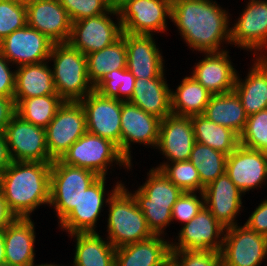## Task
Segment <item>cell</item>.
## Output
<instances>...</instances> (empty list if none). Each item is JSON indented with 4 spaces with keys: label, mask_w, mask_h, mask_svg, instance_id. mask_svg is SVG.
<instances>
[{
    "label": "cell",
    "mask_w": 267,
    "mask_h": 266,
    "mask_svg": "<svg viewBox=\"0 0 267 266\" xmlns=\"http://www.w3.org/2000/svg\"><path fill=\"white\" fill-rule=\"evenodd\" d=\"M221 266H259L266 259L267 237L244 226L225 229Z\"/></svg>",
    "instance_id": "30bf717a"
},
{
    "label": "cell",
    "mask_w": 267,
    "mask_h": 266,
    "mask_svg": "<svg viewBox=\"0 0 267 266\" xmlns=\"http://www.w3.org/2000/svg\"><path fill=\"white\" fill-rule=\"evenodd\" d=\"M195 141L227 156L240 145V136L228 127L210 121L203 114L191 116Z\"/></svg>",
    "instance_id": "d6a6232c"
},
{
    "label": "cell",
    "mask_w": 267,
    "mask_h": 266,
    "mask_svg": "<svg viewBox=\"0 0 267 266\" xmlns=\"http://www.w3.org/2000/svg\"><path fill=\"white\" fill-rule=\"evenodd\" d=\"M53 60V80L64 101L80 102L94 90L88 77L87 57L69 43H54L48 61Z\"/></svg>",
    "instance_id": "277c9868"
},
{
    "label": "cell",
    "mask_w": 267,
    "mask_h": 266,
    "mask_svg": "<svg viewBox=\"0 0 267 266\" xmlns=\"http://www.w3.org/2000/svg\"><path fill=\"white\" fill-rule=\"evenodd\" d=\"M27 25L54 43H68L72 22L59 0H39L26 6Z\"/></svg>",
    "instance_id": "44dd1931"
},
{
    "label": "cell",
    "mask_w": 267,
    "mask_h": 266,
    "mask_svg": "<svg viewBox=\"0 0 267 266\" xmlns=\"http://www.w3.org/2000/svg\"><path fill=\"white\" fill-rule=\"evenodd\" d=\"M46 129V146L52 161L87 132L86 113L80 102L64 101Z\"/></svg>",
    "instance_id": "ba28073f"
},
{
    "label": "cell",
    "mask_w": 267,
    "mask_h": 266,
    "mask_svg": "<svg viewBox=\"0 0 267 266\" xmlns=\"http://www.w3.org/2000/svg\"><path fill=\"white\" fill-rule=\"evenodd\" d=\"M147 175L146 182L133 194L129 193L143 212L152 234L162 236L163 230L172 222V207L184 191L172 183L160 169L152 168Z\"/></svg>",
    "instance_id": "3957f363"
},
{
    "label": "cell",
    "mask_w": 267,
    "mask_h": 266,
    "mask_svg": "<svg viewBox=\"0 0 267 266\" xmlns=\"http://www.w3.org/2000/svg\"><path fill=\"white\" fill-rule=\"evenodd\" d=\"M71 22L107 13L111 8L108 0H59Z\"/></svg>",
    "instance_id": "ab89813d"
},
{
    "label": "cell",
    "mask_w": 267,
    "mask_h": 266,
    "mask_svg": "<svg viewBox=\"0 0 267 266\" xmlns=\"http://www.w3.org/2000/svg\"><path fill=\"white\" fill-rule=\"evenodd\" d=\"M12 159L4 133H0V175L9 167Z\"/></svg>",
    "instance_id": "681fc988"
},
{
    "label": "cell",
    "mask_w": 267,
    "mask_h": 266,
    "mask_svg": "<svg viewBox=\"0 0 267 266\" xmlns=\"http://www.w3.org/2000/svg\"><path fill=\"white\" fill-rule=\"evenodd\" d=\"M4 135L12 161L53 162L46 146V129L24 121L15 114Z\"/></svg>",
    "instance_id": "7c38bea8"
},
{
    "label": "cell",
    "mask_w": 267,
    "mask_h": 266,
    "mask_svg": "<svg viewBox=\"0 0 267 266\" xmlns=\"http://www.w3.org/2000/svg\"><path fill=\"white\" fill-rule=\"evenodd\" d=\"M51 165L12 161L0 175V193L17 218H30L40 205L49 204Z\"/></svg>",
    "instance_id": "7a4b0ae2"
},
{
    "label": "cell",
    "mask_w": 267,
    "mask_h": 266,
    "mask_svg": "<svg viewBox=\"0 0 267 266\" xmlns=\"http://www.w3.org/2000/svg\"><path fill=\"white\" fill-rule=\"evenodd\" d=\"M254 60L246 79L239 78V74L236 76L233 89L247 116L267 109V57Z\"/></svg>",
    "instance_id": "4316f807"
},
{
    "label": "cell",
    "mask_w": 267,
    "mask_h": 266,
    "mask_svg": "<svg viewBox=\"0 0 267 266\" xmlns=\"http://www.w3.org/2000/svg\"><path fill=\"white\" fill-rule=\"evenodd\" d=\"M17 217L11 212L7 202L0 193V230H4Z\"/></svg>",
    "instance_id": "c3c4849f"
},
{
    "label": "cell",
    "mask_w": 267,
    "mask_h": 266,
    "mask_svg": "<svg viewBox=\"0 0 267 266\" xmlns=\"http://www.w3.org/2000/svg\"><path fill=\"white\" fill-rule=\"evenodd\" d=\"M170 261L175 266H221V255L212 250H171Z\"/></svg>",
    "instance_id": "60d3db41"
},
{
    "label": "cell",
    "mask_w": 267,
    "mask_h": 266,
    "mask_svg": "<svg viewBox=\"0 0 267 266\" xmlns=\"http://www.w3.org/2000/svg\"><path fill=\"white\" fill-rule=\"evenodd\" d=\"M161 119L146 113L129 101H122L121 154L131 162V143L156 147Z\"/></svg>",
    "instance_id": "e0dca14e"
},
{
    "label": "cell",
    "mask_w": 267,
    "mask_h": 266,
    "mask_svg": "<svg viewBox=\"0 0 267 266\" xmlns=\"http://www.w3.org/2000/svg\"><path fill=\"white\" fill-rule=\"evenodd\" d=\"M99 176L86 168L75 167L54 160L50 173V202L56 211L59 223L78 205L85 190Z\"/></svg>",
    "instance_id": "8992f818"
},
{
    "label": "cell",
    "mask_w": 267,
    "mask_h": 266,
    "mask_svg": "<svg viewBox=\"0 0 267 266\" xmlns=\"http://www.w3.org/2000/svg\"><path fill=\"white\" fill-rule=\"evenodd\" d=\"M123 33L153 35L164 33L171 20L172 0H131L119 11Z\"/></svg>",
    "instance_id": "8fae6325"
},
{
    "label": "cell",
    "mask_w": 267,
    "mask_h": 266,
    "mask_svg": "<svg viewBox=\"0 0 267 266\" xmlns=\"http://www.w3.org/2000/svg\"><path fill=\"white\" fill-rule=\"evenodd\" d=\"M211 96L193 76H186L177 90H171L172 114L189 117L204 114Z\"/></svg>",
    "instance_id": "1f68e13d"
},
{
    "label": "cell",
    "mask_w": 267,
    "mask_h": 266,
    "mask_svg": "<svg viewBox=\"0 0 267 266\" xmlns=\"http://www.w3.org/2000/svg\"><path fill=\"white\" fill-rule=\"evenodd\" d=\"M88 77L95 86L105 74L127 67L126 33L113 44L86 55Z\"/></svg>",
    "instance_id": "836d02e7"
},
{
    "label": "cell",
    "mask_w": 267,
    "mask_h": 266,
    "mask_svg": "<svg viewBox=\"0 0 267 266\" xmlns=\"http://www.w3.org/2000/svg\"><path fill=\"white\" fill-rule=\"evenodd\" d=\"M245 225L262 235L267 237V199L263 200L254 212L250 215Z\"/></svg>",
    "instance_id": "f6af8a7d"
},
{
    "label": "cell",
    "mask_w": 267,
    "mask_h": 266,
    "mask_svg": "<svg viewBox=\"0 0 267 266\" xmlns=\"http://www.w3.org/2000/svg\"><path fill=\"white\" fill-rule=\"evenodd\" d=\"M26 25V6L17 0H0V41Z\"/></svg>",
    "instance_id": "f35d334b"
},
{
    "label": "cell",
    "mask_w": 267,
    "mask_h": 266,
    "mask_svg": "<svg viewBox=\"0 0 267 266\" xmlns=\"http://www.w3.org/2000/svg\"><path fill=\"white\" fill-rule=\"evenodd\" d=\"M129 1L131 0H108V3L112 10L119 11Z\"/></svg>",
    "instance_id": "f907efd6"
},
{
    "label": "cell",
    "mask_w": 267,
    "mask_h": 266,
    "mask_svg": "<svg viewBox=\"0 0 267 266\" xmlns=\"http://www.w3.org/2000/svg\"><path fill=\"white\" fill-rule=\"evenodd\" d=\"M9 64L0 53V97L14 98L16 71L10 70Z\"/></svg>",
    "instance_id": "ee69618b"
},
{
    "label": "cell",
    "mask_w": 267,
    "mask_h": 266,
    "mask_svg": "<svg viewBox=\"0 0 267 266\" xmlns=\"http://www.w3.org/2000/svg\"><path fill=\"white\" fill-rule=\"evenodd\" d=\"M225 229L204 205L195 217L184 224L177 236L178 243H170V249L220 252Z\"/></svg>",
    "instance_id": "5bb4252c"
},
{
    "label": "cell",
    "mask_w": 267,
    "mask_h": 266,
    "mask_svg": "<svg viewBox=\"0 0 267 266\" xmlns=\"http://www.w3.org/2000/svg\"><path fill=\"white\" fill-rule=\"evenodd\" d=\"M105 180L106 177H99L91 184L81 196L78 205L60 222L59 226L69 235L96 232V223L104 203H108L109 198L122 186L121 181L116 182V187H113L105 200Z\"/></svg>",
    "instance_id": "2e32d148"
},
{
    "label": "cell",
    "mask_w": 267,
    "mask_h": 266,
    "mask_svg": "<svg viewBox=\"0 0 267 266\" xmlns=\"http://www.w3.org/2000/svg\"><path fill=\"white\" fill-rule=\"evenodd\" d=\"M48 61L16 67L14 101L44 95H58Z\"/></svg>",
    "instance_id": "f1b7e54d"
},
{
    "label": "cell",
    "mask_w": 267,
    "mask_h": 266,
    "mask_svg": "<svg viewBox=\"0 0 267 266\" xmlns=\"http://www.w3.org/2000/svg\"><path fill=\"white\" fill-rule=\"evenodd\" d=\"M203 115L218 125L230 128L239 136L244 131L248 118L234 91L212 95Z\"/></svg>",
    "instance_id": "f546056e"
},
{
    "label": "cell",
    "mask_w": 267,
    "mask_h": 266,
    "mask_svg": "<svg viewBox=\"0 0 267 266\" xmlns=\"http://www.w3.org/2000/svg\"><path fill=\"white\" fill-rule=\"evenodd\" d=\"M240 145L267 152V109L248 116Z\"/></svg>",
    "instance_id": "74e56055"
},
{
    "label": "cell",
    "mask_w": 267,
    "mask_h": 266,
    "mask_svg": "<svg viewBox=\"0 0 267 266\" xmlns=\"http://www.w3.org/2000/svg\"><path fill=\"white\" fill-rule=\"evenodd\" d=\"M196 193L188 191L182 193L172 207V221L175 219L186 224L198 214L204 206V194L200 192L201 198H199Z\"/></svg>",
    "instance_id": "b9f144b4"
},
{
    "label": "cell",
    "mask_w": 267,
    "mask_h": 266,
    "mask_svg": "<svg viewBox=\"0 0 267 266\" xmlns=\"http://www.w3.org/2000/svg\"><path fill=\"white\" fill-rule=\"evenodd\" d=\"M64 100L59 95H44L22 99L16 105V114L24 121L46 128Z\"/></svg>",
    "instance_id": "e575fe53"
},
{
    "label": "cell",
    "mask_w": 267,
    "mask_h": 266,
    "mask_svg": "<svg viewBox=\"0 0 267 266\" xmlns=\"http://www.w3.org/2000/svg\"><path fill=\"white\" fill-rule=\"evenodd\" d=\"M171 21L189 48L219 52L222 42L231 44L228 11L213 0H172Z\"/></svg>",
    "instance_id": "6da1fadb"
},
{
    "label": "cell",
    "mask_w": 267,
    "mask_h": 266,
    "mask_svg": "<svg viewBox=\"0 0 267 266\" xmlns=\"http://www.w3.org/2000/svg\"><path fill=\"white\" fill-rule=\"evenodd\" d=\"M230 30L231 44L250 52L254 50L257 57H267L257 53L267 47V0H249Z\"/></svg>",
    "instance_id": "ac0fdd59"
},
{
    "label": "cell",
    "mask_w": 267,
    "mask_h": 266,
    "mask_svg": "<svg viewBox=\"0 0 267 266\" xmlns=\"http://www.w3.org/2000/svg\"><path fill=\"white\" fill-rule=\"evenodd\" d=\"M0 266H10V265L7 263H3V264H0Z\"/></svg>",
    "instance_id": "9f6ffc18"
},
{
    "label": "cell",
    "mask_w": 267,
    "mask_h": 266,
    "mask_svg": "<svg viewBox=\"0 0 267 266\" xmlns=\"http://www.w3.org/2000/svg\"><path fill=\"white\" fill-rule=\"evenodd\" d=\"M35 266H60V265H59V264L56 265V264H54V263H53V264H51V263H50V264H47V263H46V264H40V265H35ZM63 266H64V265H63Z\"/></svg>",
    "instance_id": "db71d44e"
},
{
    "label": "cell",
    "mask_w": 267,
    "mask_h": 266,
    "mask_svg": "<svg viewBox=\"0 0 267 266\" xmlns=\"http://www.w3.org/2000/svg\"><path fill=\"white\" fill-rule=\"evenodd\" d=\"M60 160L67 165L91 170L99 177L107 175L113 162L129 170L132 165L114 143L89 132L75 141Z\"/></svg>",
    "instance_id": "52a82bcc"
},
{
    "label": "cell",
    "mask_w": 267,
    "mask_h": 266,
    "mask_svg": "<svg viewBox=\"0 0 267 266\" xmlns=\"http://www.w3.org/2000/svg\"><path fill=\"white\" fill-rule=\"evenodd\" d=\"M15 114L14 98L0 97V133H4L7 124Z\"/></svg>",
    "instance_id": "bcb514c9"
},
{
    "label": "cell",
    "mask_w": 267,
    "mask_h": 266,
    "mask_svg": "<svg viewBox=\"0 0 267 266\" xmlns=\"http://www.w3.org/2000/svg\"><path fill=\"white\" fill-rule=\"evenodd\" d=\"M226 159V154L198 142H195L189 158L199 172L204 186L225 173Z\"/></svg>",
    "instance_id": "d590c367"
},
{
    "label": "cell",
    "mask_w": 267,
    "mask_h": 266,
    "mask_svg": "<svg viewBox=\"0 0 267 266\" xmlns=\"http://www.w3.org/2000/svg\"><path fill=\"white\" fill-rule=\"evenodd\" d=\"M157 169L177 187L188 192H203L204 185L200 181L199 172L190 160L180 162H163Z\"/></svg>",
    "instance_id": "8d00e7d4"
},
{
    "label": "cell",
    "mask_w": 267,
    "mask_h": 266,
    "mask_svg": "<svg viewBox=\"0 0 267 266\" xmlns=\"http://www.w3.org/2000/svg\"><path fill=\"white\" fill-rule=\"evenodd\" d=\"M70 235L76 239L73 266H115L116 248L108 239L97 232Z\"/></svg>",
    "instance_id": "4dcf8cb0"
},
{
    "label": "cell",
    "mask_w": 267,
    "mask_h": 266,
    "mask_svg": "<svg viewBox=\"0 0 267 266\" xmlns=\"http://www.w3.org/2000/svg\"><path fill=\"white\" fill-rule=\"evenodd\" d=\"M34 222L30 218H16L4 229L6 263L10 266H34Z\"/></svg>",
    "instance_id": "484cf974"
},
{
    "label": "cell",
    "mask_w": 267,
    "mask_h": 266,
    "mask_svg": "<svg viewBox=\"0 0 267 266\" xmlns=\"http://www.w3.org/2000/svg\"><path fill=\"white\" fill-rule=\"evenodd\" d=\"M165 266H175L171 261H169Z\"/></svg>",
    "instance_id": "11a10c76"
},
{
    "label": "cell",
    "mask_w": 267,
    "mask_h": 266,
    "mask_svg": "<svg viewBox=\"0 0 267 266\" xmlns=\"http://www.w3.org/2000/svg\"><path fill=\"white\" fill-rule=\"evenodd\" d=\"M242 193L225 172L204 187V205L225 228L238 225Z\"/></svg>",
    "instance_id": "7402d4cb"
},
{
    "label": "cell",
    "mask_w": 267,
    "mask_h": 266,
    "mask_svg": "<svg viewBox=\"0 0 267 266\" xmlns=\"http://www.w3.org/2000/svg\"><path fill=\"white\" fill-rule=\"evenodd\" d=\"M127 69L135 78H157L164 72L163 56L153 35L126 33Z\"/></svg>",
    "instance_id": "cb8c5ba5"
},
{
    "label": "cell",
    "mask_w": 267,
    "mask_h": 266,
    "mask_svg": "<svg viewBox=\"0 0 267 266\" xmlns=\"http://www.w3.org/2000/svg\"><path fill=\"white\" fill-rule=\"evenodd\" d=\"M6 263L5 245H4V230H0V264Z\"/></svg>",
    "instance_id": "816d5d0a"
},
{
    "label": "cell",
    "mask_w": 267,
    "mask_h": 266,
    "mask_svg": "<svg viewBox=\"0 0 267 266\" xmlns=\"http://www.w3.org/2000/svg\"><path fill=\"white\" fill-rule=\"evenodd\" d=\"M106 205H109L107 239L115 248L153 236L143 212L124 184L109 198Z\"/></svg>",
    "instance_id": "5b68a950"
},
{
    "label": "cell",
    "mask_w": 267,
    "mask_h": 266,
    "mask_svg": "<svg viewBox=\"0 0 267 266\" xmlns=\"http://www.w3.org/2000/svg\"><path fill=\"white\" fill-rule=\"evenodd\" d=\"M80 103L86 113L87 132L110 140L121 153L122 101L93 90Z\"/></svg>",
    "instance_id": "4fadbf2b"
},
{
    "label": "cell",
    "mask_w": 267,
    "mask_h": 266,
    "mask_svg": "<svg viewBox=\"0 0 267 266\" xmlns=\"http://www.w3.org/2000/svg\"><path fill=\"white\" fill-rule=\"evenodd\" d=\"M123 81V69L113 70L105 74L103 78L94 86V91H97L104 97L115 98L119 100V86Z\"/></svg>",
    "instance_id": "7bdbcfd3"
},
{
    "label": "cell",
    "mask_w": 267,
    "mask_h": 266,
    "mask_svg": "<svg viewBox=\"0 0 267 266\" xmlns=\"http://www.w3.org/2000/svg\"><path fill=\"white\" fill-rule=\"evenodd\" d=\"M135 76L127 69H123V81L119 86V100L129 101L135 89Z\"/></svg>",
    "instance_id": "7dc6e473"
},
{
    "label": "cell",
    "mask_w": 267,
    "mask_h": 266,
    "mask_svg": "<svg viewBox=\"0 0 267 266\" xmlns=\"http://www.w3.org/2000/svg\"><path fill=\"white\" fill-rule=\"evenodd\" d=\"M53 44L46 35L26 25L0 41V53L19 67L47 61Z\"/></svg>",
    "instance_id": "9a60e30c"
},
{
    "label": "cell",
    "mask_w": 267,
    "mask_h": 266,
    "mask_svg": "<svg viewBox=\"0 0 267 266\" xmlns=\"http://www.w3.org/2000/svg\"><path fill=\"white\" fill-rule=\"evenodd\" d=\"M170 241L160 235L116 248L115 266H165L170 261Z\"/></svg>",
    "instance_id": "d4e9b609"
},
{
    "label": "cell",
    "mask_w": 267,
    "mask_h": 266,
    "mask_svg": "<svg viewBox=\"0 0 267 266\" xmlns=\"http://www.w3.org/2000/svg\"><path fill=\"white\" fill-rule=\"evenodd\" d=\"M163 72L157 78H136L134 93L129 102L159 119L172 114L171 89Z\"/></svg>",
    "instance_id": "83f0119b"
},
{
    "label": "cell",
    "mask_w": 267,
    "mask_h": 266,
    "mask_svg": "<svg viewBox=\"0 0 267 266\" xmlns=\"http://www.w3.org/2000/svg\"><path fill=\"white\" fill-rule=\"evenodd\" d=\"M228 51L204 52L191 74L212 95L233 91L237 70L232 66Z\"/></svg>",
    "instance_id": "603a6c76"
},
{
    "label": "cell",
    "mask_w": 267,
    "mask_h": 266,
    "mask_svg": "<svg viewBox=\"0 0 267 266\" xmlns=\"http://www.w3.org/2000/svg\"><path fill=\"white\" fill-rule=\"evenodd\" d=\"M20 4L28 6L29 4L35 3L39 0H17Z\"/></svg>",
    "instance_id": "f5cc1de1"
},
{
    "label": "cell",
    "mask_w": 267,
    "mask_h": 266,
    "mask_svg": "<svg viewBox=\"0 0 267 266\" xmlns=\"http://www.w3.org/2000/svg\"><path fill=\"white\" fill-rule=\"evenodd\" d=\"M225 172L243 194L261 188L267 180V152L239 145L227 156Z\"/></svg>",
    "instance_id": "d6986e66"
},
{
    "label": "cell",
    "mask_w": 267,
    "mask_h": 266,
    "mask_svg": "<svg viewBox=\"0 0 267 266\" xmlns=\"http://www.w3.org/2000/svg\"><path fill=\"white\" fill-rule=\"evenodd\" d=\"M195 142L191 117L170 114L161 120L156 149L167 161L189 160Z\"/></svg>",
    "instance_id": "ffe728a7"
},
{
    "label": "cell",
    "mask_w": 267,
    "mask_h": 266,
    "mask_svg": "<svg viewBox=\"0 0 267 266\" xmlns=\"http://www.w3.org/2000/svg\"><path fill=\"white\" fill-rule=\"evenodd\" d=\"M108 15L118 16V22H114ZM122 33L119 12L110 9L105 14L73 22L68 43L84 55H88L113 44Z\"/></svg>",
    "instance_id": "9c48e42d"
}]
</instances>
